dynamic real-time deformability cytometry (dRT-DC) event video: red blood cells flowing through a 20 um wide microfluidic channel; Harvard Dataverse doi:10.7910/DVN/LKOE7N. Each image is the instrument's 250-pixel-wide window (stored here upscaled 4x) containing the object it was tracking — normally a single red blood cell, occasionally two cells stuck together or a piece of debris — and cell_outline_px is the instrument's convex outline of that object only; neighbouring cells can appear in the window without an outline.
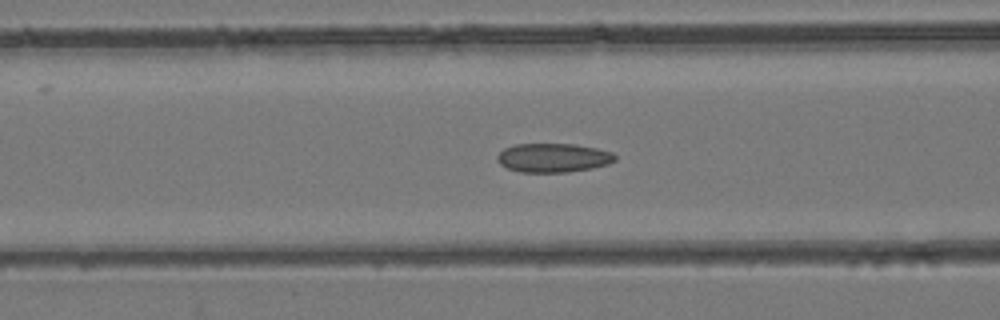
{"species": "common noctule bat (a hibernating species)", "species_latin": "Nyctalus noctula", "temperature_condition": "room temperature", "stored_images_in_passage": 45, "camera_frame_rate_fps": 3000, "um_per_image_px": 0.085, "animal": {"sex": "female", "body_mass_g": 24.6, "forearm_length_mm": 56.2}, "frame": {"image": 1, "passage_image": 18, "time_ms": 5.667, "image_size_px": [1000, 320], "cell_outline_px": [[616, 160], [608, 164], [592, 168], [568, 172], [520, 172], [508, 168], [500, 164], [496, 160], [496, 156], [504, 148], [516, 144], [576, 144], [596, 148], [612, 152], [616, 156]], "centroid_in_image_um": [47.02, 13.41], "position_along_channel_um": 119.6, "area_um2": 19.94}}
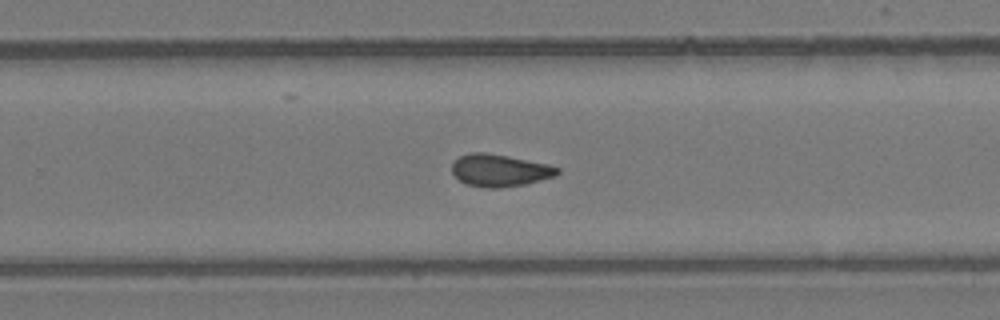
{"frame": {"image": 2, "passage_image": 29, "time_ms": 9.333, "image_size_px": [1000, 320], "cell_outline_px": [[560, 172], [556, 176], [524, 184], [500, 188], [484, 188], [468, 184], [460, 180], [452, 172], [452, 164], [460, 156], [468, 152], [484, 152], [508, 156], [548, 164], [560, 168]], "centroid_in_image_um": [42.49, 14.48], "position_along_channel_um": 287.3, "area_um2": 19.77}}
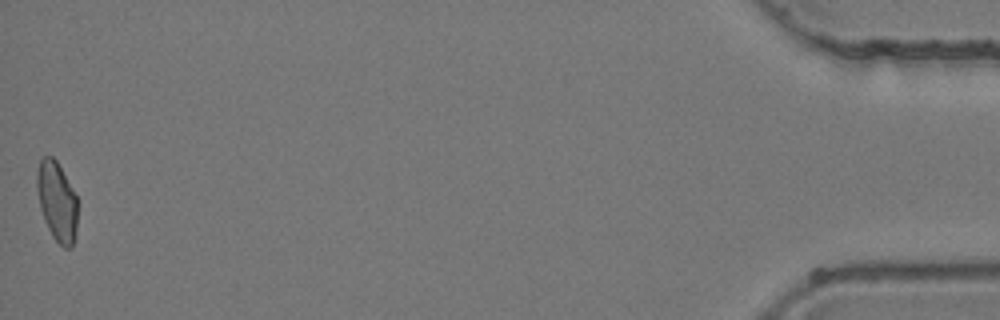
{"frame": {"image": 3, "passage_image": 45, "time_ms": 14.667, "image_size_px": [1000, 320], "cell_outline_px": [[76, 232], [72, 248], [64, 248], [52, 236], [44, 220], [40, 208], [36, 188], [36, 172], [40, 160], [44, 156], [52, 156], [56, 160], [76, 196]], "centroid_in_image_um": [4.81, 17.12], "position_along_channel_um": 430.4, "area_um2": 18.67}}